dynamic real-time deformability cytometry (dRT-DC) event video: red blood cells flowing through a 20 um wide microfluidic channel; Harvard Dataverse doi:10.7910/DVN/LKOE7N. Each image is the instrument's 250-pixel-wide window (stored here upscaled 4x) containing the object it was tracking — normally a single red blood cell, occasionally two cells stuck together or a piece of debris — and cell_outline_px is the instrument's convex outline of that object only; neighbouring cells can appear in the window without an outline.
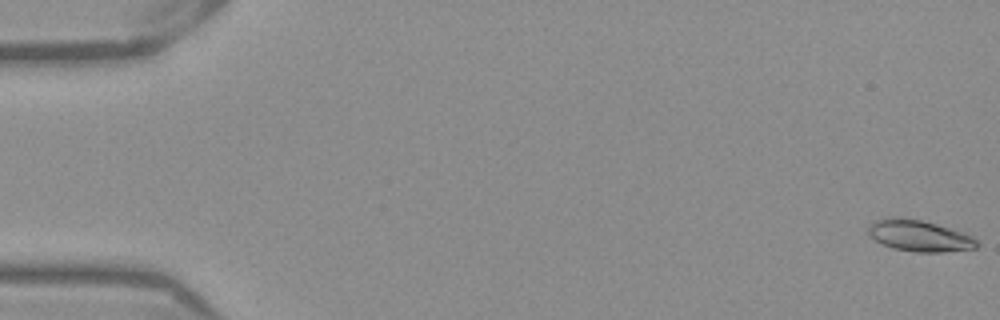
{"species": "Egyptian fruit bat (a non-hibernating species)", "species_latin": "Rousettus aegyptiacus", "temperature_condition": "warm", "stored_images_in_passage": 53, "camera_frame_rate_fps": 3000, "um_per_image_px": 0.085, "frame": {"image": 1, "passage_image": 1, "time_ms": 0.0, "image_size_px": [1000, 320], "cell_outline_px": [[980, 244], [976, 248], [944, 252], [916, 252], [892, 248], [876, 240], [868, 232], [868, 228], [876, 220], [888, 216], [900, 216], [920, 220], [936, 224], [964, 232], [972, 236]], "centroid_in_image_um": [78.17, 20.03], "position_along_channel_um": 6.8, "area_um2": 19.83}}
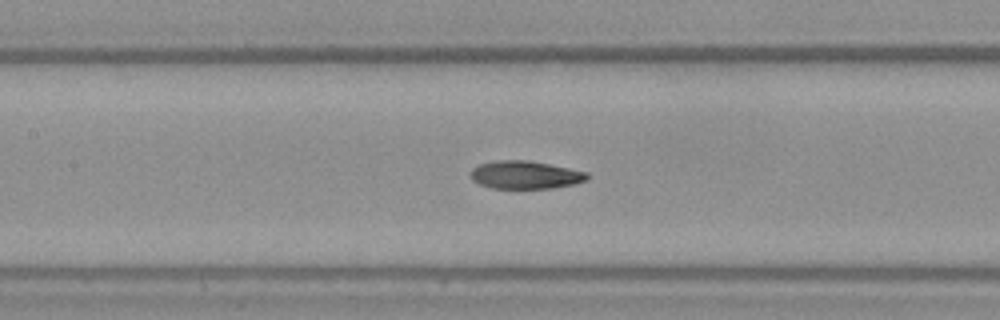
{"frame": {"image": 2, "passage_image": 25, "time_ms": 8.0, "image_size_px": [1000, 320], "cell_outline_px": [[588, 180], [576, 184], [552, 188], [492, 188], [480, 184], [472, 180], [472, 168], [480, 164], [496, 160], [528, 160], [588, 172]], "centroid_in_image_um": [44.68, 14.87], "position_along_channel_um": 162.7, "area_um2": 18.9}}
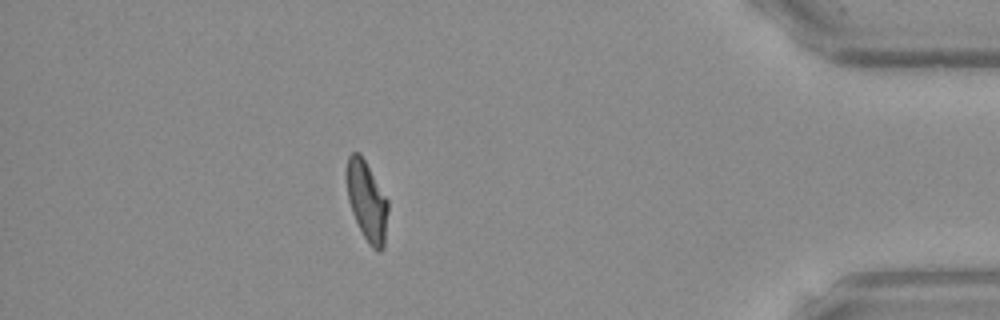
{"frame": {"image": 3, "passage_image": 47, "time_ms": 15.333, "image_size_px": [1000, 320], "cell_outline_px": [[388, 212], [384, 248], [380, 252], [376, 252], [368, 244], [352, 212], [348, 200], [348, 156], [352, 152], [360, 152], [388, 200]], "centroid_in_image_um": [31.22, 17.15], "position_along_channel_um": 404.0, "area_um2": 18.96}, "authors_computed_cell_mechanics": {"area_um2": 19.4208, "velocity_mm_per_s": 3.9085, "shape_relaxation_time_tau1_ms": 5.2116, "shape_relaxation_time_tau2_ms": 1.9621, "deformation_change_tau1": 0.1716, "deformation_change_tau2": 0.0839}}